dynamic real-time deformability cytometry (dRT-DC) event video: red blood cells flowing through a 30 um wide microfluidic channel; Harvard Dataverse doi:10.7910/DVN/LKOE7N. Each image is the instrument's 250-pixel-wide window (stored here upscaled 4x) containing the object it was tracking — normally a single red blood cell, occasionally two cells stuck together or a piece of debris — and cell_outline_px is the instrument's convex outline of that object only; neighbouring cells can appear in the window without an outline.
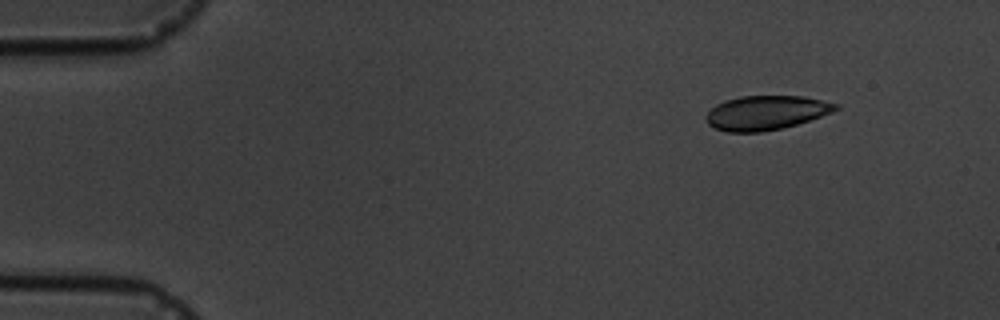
{"species": "common noctule bat (a hibernating species)", "species_latin": "Nyctalus noctula", "temperature_condition": "cold", "stored_images_in_passage": 4, "camera_frame_rate_fps": 3000, "um_per_image_px": 0.085, "animal": {"sex": "male", "body_mass_g": 19.5, "forearm_length_mm": 54.6}, "frame": {"image": 1, "passage_image": 1, "time_ms": 0.0, "image_size_px": [1000, 320], "cell_outline_px": [[840, 108], [832, 112], [784, 128], [760, 132], [728, 132], [716, 128], [708, 124], [704, 116], [716, 104], [724, 100], [740, 96], [804, 96], [840, 104]], "centroid_in_image_um": [65.11, 9.57], "position_along_channel_um": 19.9, "area_um2": 25.89}}
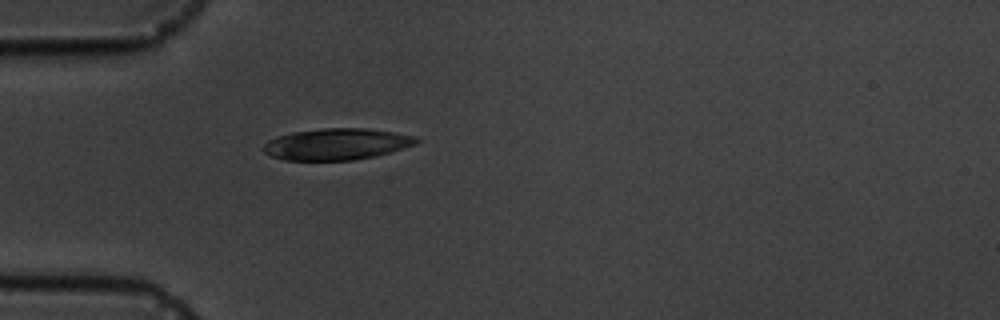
{"frame": {"image": 2, "passage_image": 4, "time_ms": 3.333, "image_size_px": [1000, 320], "cell_outline_px": [[420, 140], [416, 144], [388, 152], [372, 156], [352, 160], [284, 160], [268, 156], [264, 152], [264, 144], [268, 140], [276, 136], [292, 132], [320, 128], [368, 128], [396, 132], [416, 136]], "centroid_in_image_um": [28.58, 12.24], "position_along_channel_um": 56.4, "area_um2": 28.09}}